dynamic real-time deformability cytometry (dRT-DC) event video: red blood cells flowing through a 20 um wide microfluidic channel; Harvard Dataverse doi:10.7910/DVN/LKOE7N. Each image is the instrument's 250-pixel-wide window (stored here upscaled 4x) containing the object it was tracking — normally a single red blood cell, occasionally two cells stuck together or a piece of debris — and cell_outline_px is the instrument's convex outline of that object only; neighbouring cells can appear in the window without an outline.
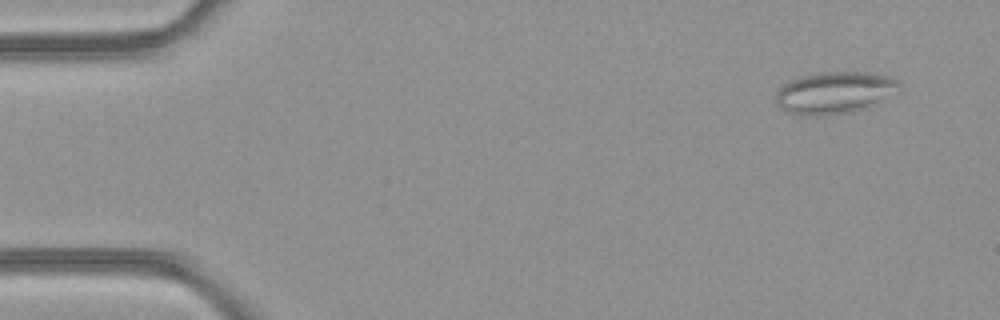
{"species": "common noctule bat (a hibernating species)", "species_latin": "Nyctalus noctula", "temperature_condition": "room temperature", "stored_images_in_passage": 49, "camera_frame_rate_fps": 3000, "um_per_image_px": 0.085, "animal": {"sex": "female", "body_mass_g": 21.9}, "frame": {"image": 1, "passage_image": 4, "time_ms": 1.0, "image_size_px": [1000, 320], "cell_outline_px": [[900, 92], [868, 108], [848, 112], [816, 116], [808, 116], [792, 112], [780, 108], [776, 104], [776, 92], [784, 84], [792, 80], [804, 76], [820, 72], [868, 72], [888, 76], [896, 80], [900, 84]], "centroid_in_image_um": [71.0, 7.88], "position_along_channel_um": 14.0, "area_um2": 30.17}}
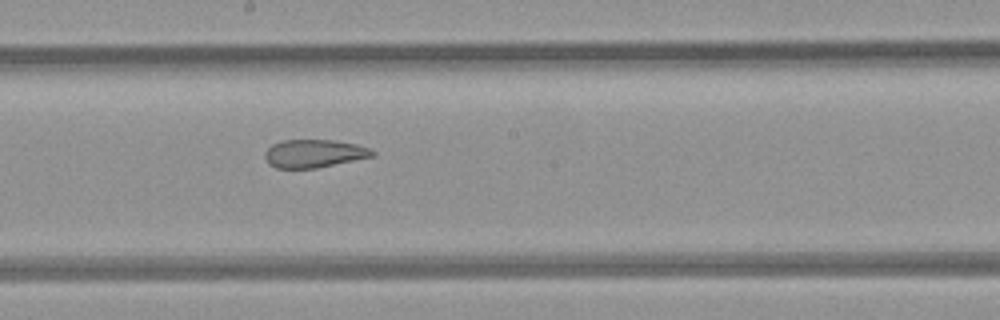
{"frame": {"image": 2, "passage_image": 27, "time_ms": 8.667, "image_size_px": [1000, 320], "cell_outline_px": [[376, 156], [316, 168], [276, 168], [268, 164], [264, 156], [264, 152], [272, 144], [284, 140], [336, 140], [356, 144], [372, 148], [376, 152]], "centroid_in_image_um": [26.73, 13.05], "position_along_channel_um": 221.5, "area_um2": 17.8}}
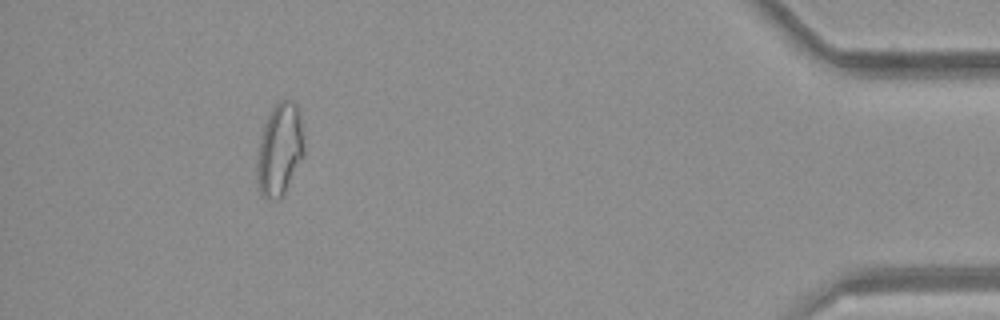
{"frame": {"image": 3, "passage_image": 45, "time_ms": 14.667, "image_size_px": [1000, 320], "cell_outline_px": [[304, 156], [284, 192], [276, 200], [268, 200], [260, 196], [256, 180], [256, 164], [260, 136], [264, 124], [272, 108], [280, 100], [296, 100], [300, 108], [304, 148]], "centroid_in_image_um": [23.76, 12.7], "position_along_channel_um": 411.4, "area_um2": 25.84}, "authors_computed_cell_mechanics": {"area_um2": 23.698, "velocity_mm_per_s": 4.2558, "shape_relaxation_time_tau1_ms": null, "shape_relaxation_time_tau2_ms": 1.766, "deformation_change_tau1": null, "deformation_change_tau2": 0.0856}}